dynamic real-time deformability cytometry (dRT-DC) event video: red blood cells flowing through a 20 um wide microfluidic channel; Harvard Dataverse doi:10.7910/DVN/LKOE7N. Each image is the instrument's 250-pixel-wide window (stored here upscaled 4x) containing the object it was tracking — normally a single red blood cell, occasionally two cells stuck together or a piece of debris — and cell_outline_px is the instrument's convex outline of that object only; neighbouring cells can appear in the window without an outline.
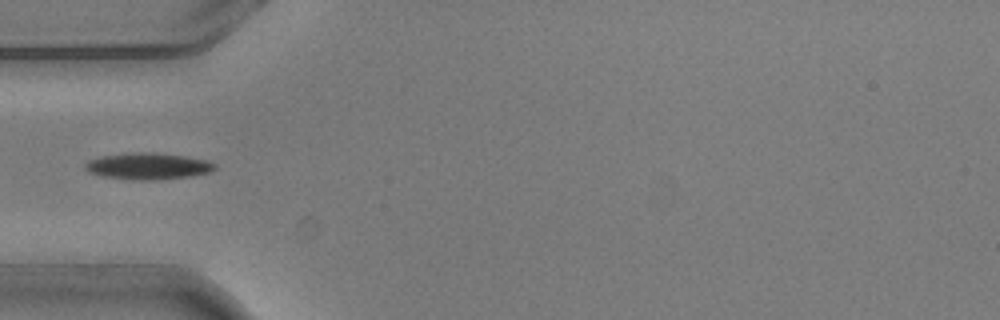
{"species": "common noctule bat (a hibernating species)", "species_latin": "Nyctalus noctula", "temperature_condition": "warm", "stored_images_in_passage": 4, "camera_frame_rate_fps": 3000, "um_per_image_px": 0.085, "animal": {"sex": "male", "body_mass_g": 20.5, "forearm_length_mm": 52.5}, "frame": {"image": 1, "passage_image": 4, "time_ms": 1.0, "image_size_px": [1000, 320], "cell_outline_px": [[216, 168], [208, 172], [192, 176], [156, 180], [132, 180], [100, 176], [88, 172], [84, 168], [84, 164], [88, 160], [100, 156], [132, 152], [152, 152], [184, 156], [208, 160], [216, 164]], "centroid_in_image_um": [12.54, 14.12], "position_along_channel_um": 72.5, "area_um2": 20.29}}